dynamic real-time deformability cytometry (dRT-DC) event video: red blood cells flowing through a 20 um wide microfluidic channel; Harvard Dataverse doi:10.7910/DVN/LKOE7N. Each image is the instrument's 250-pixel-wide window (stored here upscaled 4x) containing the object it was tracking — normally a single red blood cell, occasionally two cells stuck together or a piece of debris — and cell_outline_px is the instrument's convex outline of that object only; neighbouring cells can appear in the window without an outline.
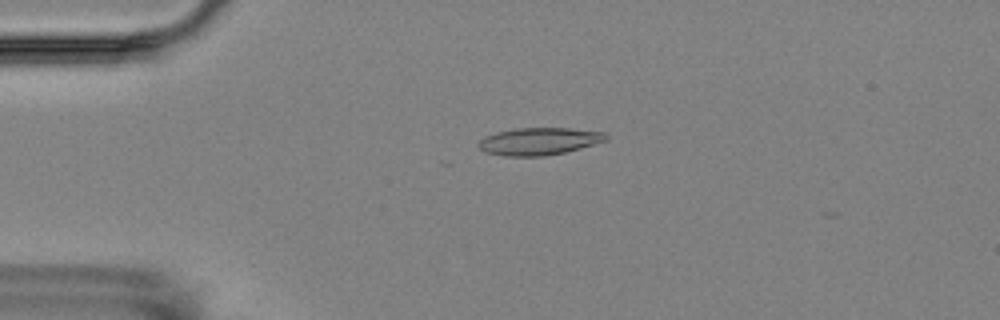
{"species": "Egyptian fruit bat (a non-hibernating species)", "species_latin": "Rousettus aegyptiacus", "temperature_condition": "room temperature", "stored_images_in_passage": 4, "camera_frame_rate_fps": 3000, "um_per_image_px": 0.085, "animal": {"sex": "female"}, "frame": {"image": 1, "passage_image": 2, "time_ms": 1.0, "image_size_px": [1000, 320], "cell_outline_px": [[608, 140], [580, 148], [564, 152], [544, 156], [504, 156], [488, 152], [480, 148], [476, 144], [484, 136], [496, 132], [516, 128], [568, 128], [604, 132], [608, 136]], "centroid_in_image_um": [45.81, 12.0], "position_along_channel_um": 39.2, "area_um2": 20.23}}
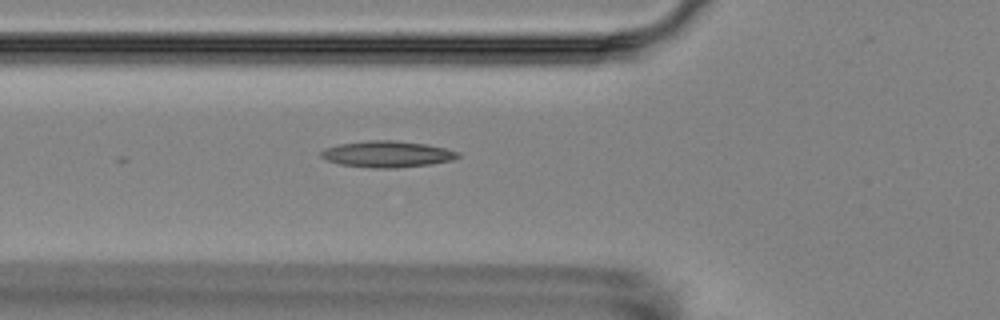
{"frame": {"image": 2, "passage_image": 4, "time_ms": 3.333, "image_size_px": [1000, 320], "cell_outline_px": [[460, 156], [452, 160], [432, 164], [396, 168], [372, 168], [340, 164], [328, 160], [320, 156], [320, 152], [324, 148], [340, 144], [372, 140], [396, 140], [428, 144], [460, 152]], "centroid_in_image_um": [32.94, 13.1], "position_along_channel_um": 92.9, "area_um2": 21.04}}